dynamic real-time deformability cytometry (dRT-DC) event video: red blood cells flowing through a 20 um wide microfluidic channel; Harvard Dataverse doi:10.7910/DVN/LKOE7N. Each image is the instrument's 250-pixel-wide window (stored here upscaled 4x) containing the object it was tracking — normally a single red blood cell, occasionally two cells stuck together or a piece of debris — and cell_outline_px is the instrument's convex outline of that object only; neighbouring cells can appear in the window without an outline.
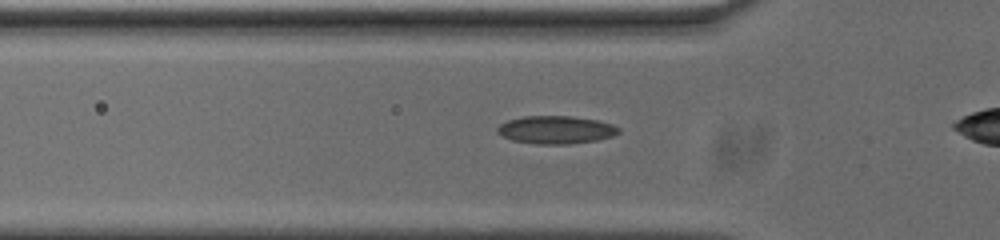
{"species": "common noctule bat (a hibernating species)", "species_latin": "Nyctalus noctula", "temperature_condition": "cold", "stored_images_in_passage": 34, "camera_frame_rate_fps": 3000, "um_per_image_px": 0.085, "animal": {"sex": "male", "body_mass_g": 20.0, "forearm_length_mm": 53.3}, "frame": {"image": 1, "passage_image": 8, "time_ms": 2.333, "image_size_px": [1000, 240], "cell_outline_px": [[620, 132], [612, 136], [596, 140], [568, 144], [536, 144], [512, 140], [496, 132], [496, 128], [500, 124], [508, 120], [524, 116], [572, 116], [596, 120], [612, 124], [620, 128]], "centroid_in_image_um": [47.24, 11.03], "position_along_channel_um": 78.6, "area_um2": 19.65}}
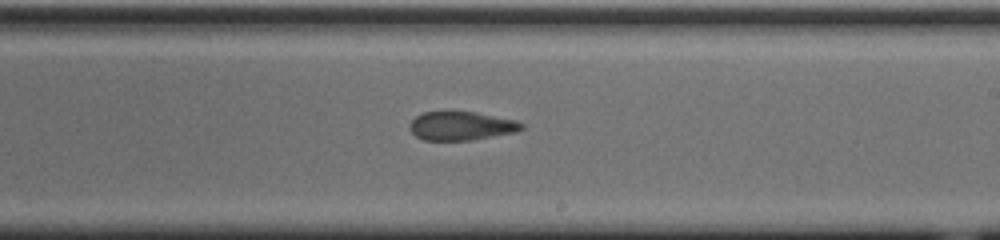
{"frame": {"image": 2, "passage_image": 22, "time_ms": 7.0, "image_size_px": [1000, 240], "cell_outline_px": [[524, 128], [516, 132], [472, 140], [424, 140], [416, 136], [408, 128], [408, 124], [416, 116], [424, 112], [476, 112], [516, 120], [524, 124]], "centroid_in_image_um": [39.21, 10.7], "position_along_channel_um": 249.8, "area_um2": 18.73}}
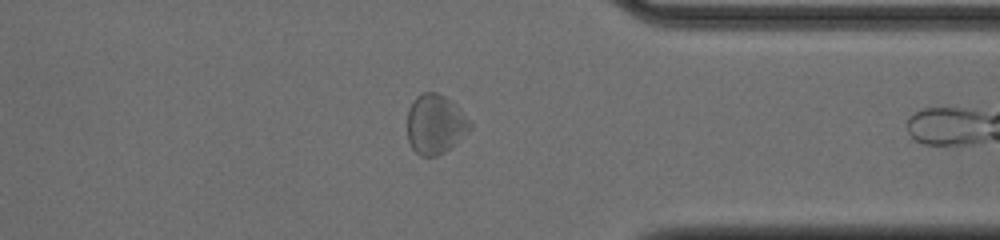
{"frame": {"image": 3, "passage_image": 33, "time_ms": 10.667, "image_size_px": [1000, 240], "cell_outline_px": [[472, 128], [452, 148], [436, 156], [420, 156], [412, 148], [408, 140], [408, 108], [416, 96], [424, 92], [436, 92], [444, 96], [456, 104], [472, 124]], "centroid_in_image_um": [37.01, 10.56], "position_along_channel_um": 374.4, "area_um2": 21.91}}